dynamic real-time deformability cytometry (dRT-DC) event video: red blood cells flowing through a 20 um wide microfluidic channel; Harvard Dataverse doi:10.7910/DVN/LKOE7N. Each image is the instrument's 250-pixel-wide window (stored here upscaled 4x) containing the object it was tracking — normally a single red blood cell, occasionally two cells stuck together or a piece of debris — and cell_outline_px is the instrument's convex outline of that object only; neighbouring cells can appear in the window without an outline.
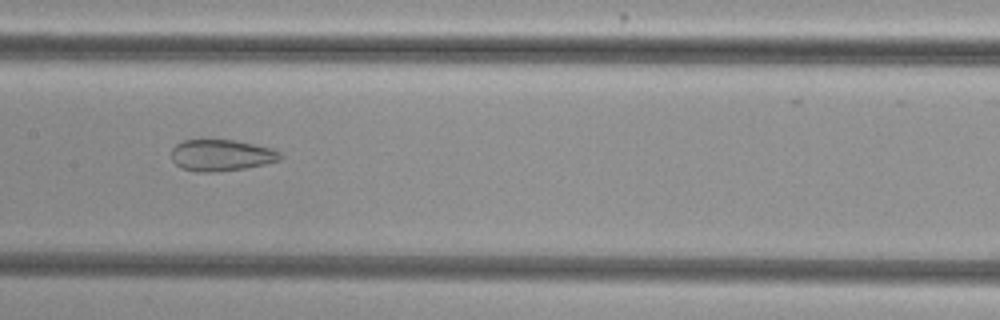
{"species": "common noctule bat (a hibernating species)", "species_latin": "Nyctalus noctula", "temperature_condition": "cold", "stored_images_in_passage": 54, "camera_frame_rate_fps": 3000, "um_per_image_px": 0.085, "animal": {"sex": "female", "body_mass_g": 29.2, "forearm_length_mm": 56.3}, "frame": {"image": 1, "passage_image": 27, "time_ms": 8.667, "image_size_px": [1000, 320], "cell_outline_px": [[284, 156], [280, 160], [264, 164], [244, 168], [212, 172], [196, 172], [180, 168], [172, 160], [172, 148], [176, 144], [184, 140], [236, 140], [256, 144], [272, 148], [280, 152]], "centroid_in_image_um": [18.82, 13.19], "position_along_channel_um": 188.6, "area_um2": 20.06}}
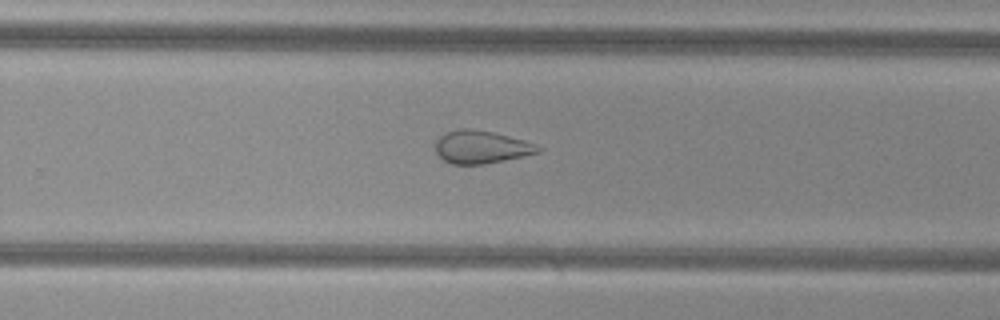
{"frame": {"image": 2, "passage_image": 35, "time_ms": 11.333, "image_size_px": [1000, 320], "cell_outline_px": [[544, 148], [540, 152], [524, 156], [484, 164], [452, 164], [444, 160], [436, 152], [436, 140], [440, 136], [448, 132], [464, 128], [468, 128], [492, 132], [524, 140], [536, 144]], "centroid_in_image_um": [40.94, 12.5], "position_along_channel_um": 288.9, "area_um2": 19.48}}
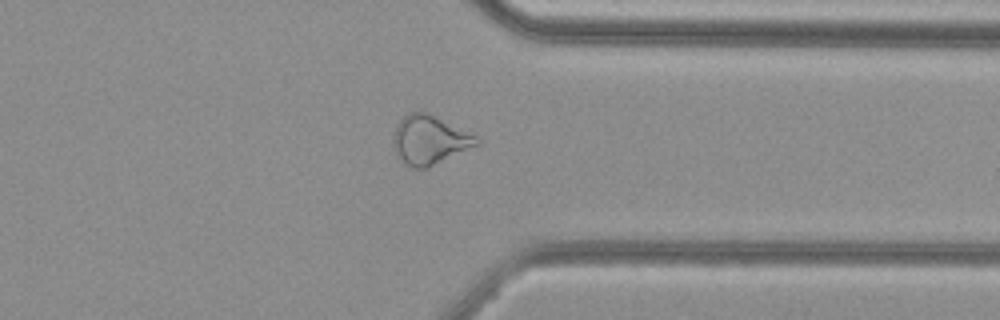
{"frame": {"image": 3, "passage_image": 42, "time_ms": 13.667, "image_size_px": [1000, 320], "cell_outline_px": [[480, 144], [424, 168], [412, 168], [404, 164], [400, 160], [396, 152], [392, 140], [396, 124], [408, 112], [420, 108], [476, 136], [480, 140]], "centroid_in_image_um": [36.46, 11.85], "position_along_channel_um": 374.9, "area_um2": 23.76}, "authors_computed_cell_mechanics": {"area_um2": 26.1834, "velocity_mm_per_s": 3.7679, "shape_relaxation_time_tau1_ms": null, "shape_relaxation_time_tau2_ms": 2.2307, "deformation_change_tau1": null, "deformation_change_tau2": 0.1063}}